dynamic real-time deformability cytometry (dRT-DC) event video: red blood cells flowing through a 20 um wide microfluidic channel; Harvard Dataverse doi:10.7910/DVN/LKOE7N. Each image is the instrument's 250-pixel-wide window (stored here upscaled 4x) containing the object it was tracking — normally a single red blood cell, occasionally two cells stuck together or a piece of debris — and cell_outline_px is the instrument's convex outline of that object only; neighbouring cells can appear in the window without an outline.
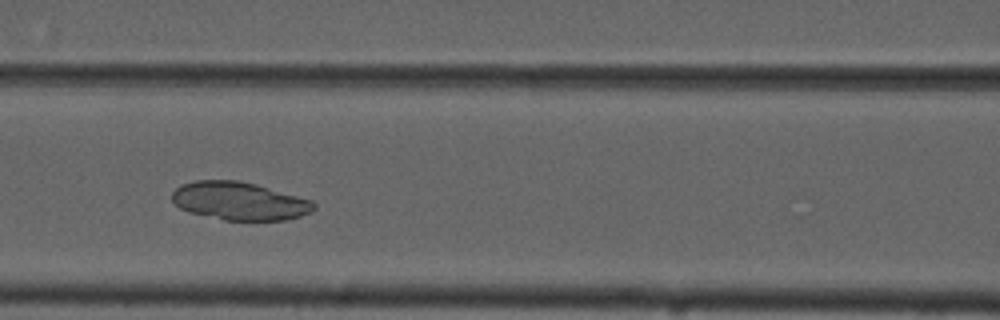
{"species": "common noctule bat (a hibernating species)", "species_latin": "Nyctalus noctula", "temperature_condition": "cold", "stored_images_in_passage": 46, "camera_frame_rate_fps": 3000, "um_per_image_px": 0.085, "animal": {"sex": "male", "forearm_length_mm": 52.5}, "frame": {"image": 1, "passage_image": 16, "time_ms": 5.0, "image_size_px": [1000, 320], "cell_outline_px": [[316, 208], [312, 212], [288, 220], [224, 220], [188, 212], [180, 208], [172, 200], [172, 192], [176, 188], [184, 184], [196, 180], [236, 180], [256, 184], [312, 200], [316, 204]], "centroid_in_image_um": [20.37, 17.09], "position_along_channel_um": 146.2, "area_um2": 31.5}}
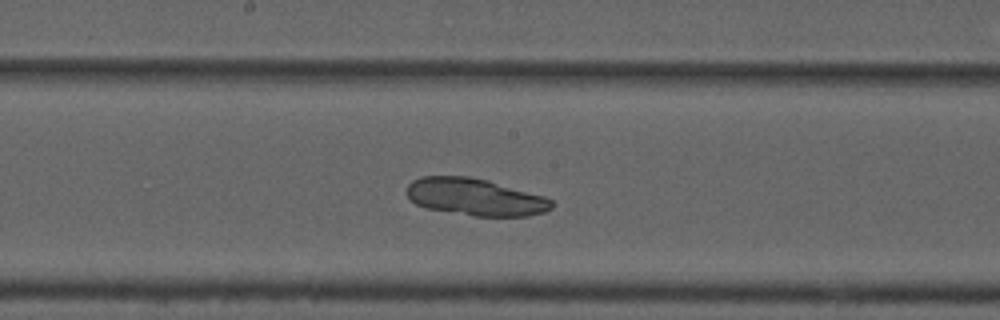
{"frame": {"image": 2, "passage_image": 21, "time_ms": 6.667, "image_size_px": [1000, 320], "cell_outline_px": [[552, 208], [544, 212], [528, 216], [476, 216], [428, 208], [416, 204], [408, 196], [408, 184], [412, 180], [420, 176], [468, 176], [488, 180], [544, 196], [552, 200]], "centroid_in_image_um": [40.4, 16.73], "position_along_channel_um": 207.8, "area_um2": 31.15}}
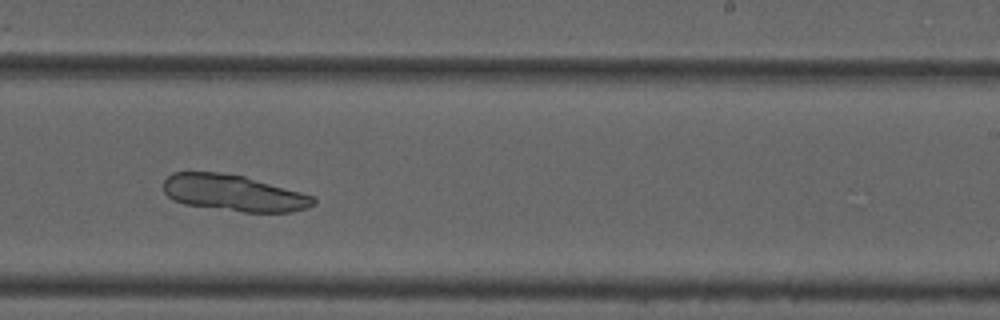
{"frame": {"image": 3, "passage_image": 26, "time_ms": 8.333, "image_size_px": [1000, 320], "cell_outline_px": [[316, 204], [292, 212], [244, 212], [184, 204], [172, 200], [164, 192], [164, 180], [172, 172], [220, 172], [244, 176], [300, 192], [312, 196], [316, 200]], "centroid_in_image_um": [19.83, 16.4], "position_along_channel_um": 269.2, "area_um2": 31.62}}